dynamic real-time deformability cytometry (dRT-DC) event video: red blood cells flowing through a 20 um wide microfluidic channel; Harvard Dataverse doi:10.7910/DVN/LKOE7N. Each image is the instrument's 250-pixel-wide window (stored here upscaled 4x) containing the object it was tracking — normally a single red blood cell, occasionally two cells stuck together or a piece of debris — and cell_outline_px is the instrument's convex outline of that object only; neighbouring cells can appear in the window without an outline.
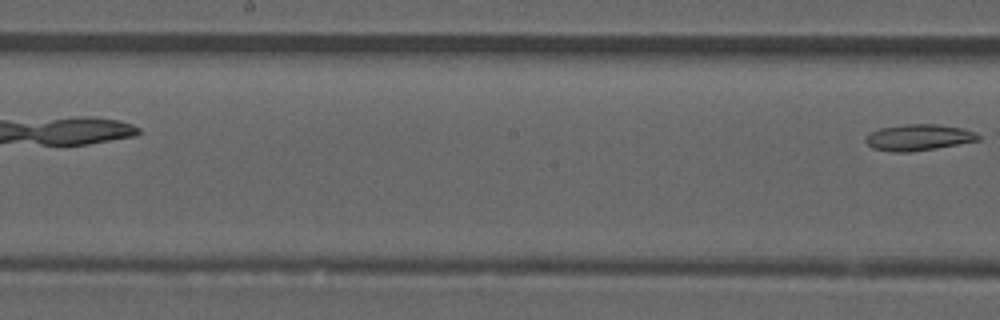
{"species": "common noctule bat (a hibernating species)", "species_latin": "Nyctalus noctula", "temperature_condition": "room temperature", "stored_images_in_passage": 7, "segment_of_instrument_passage": [2, 2], "camera_frame_rate_fps": 3000, "um_per_image_px": 0.085, "animal": {"sex": "male", "forearm_length_mm": 52.5}, "frame": {"image": 1, "passage_image": 7, "time_ms": 2.0, "image_size_px": [1000, 320], "cell_outline_px": [[980, 140], [936, 148], [908, 152], [892, 152], [872, 148], [864, 140], [872, 132], [880, 128], [904, 124], [940, 124], [964, 128], [976, 132], [980, 136]], "centroid_in_image_um": [78.11, 11.67], "position_along_channel_um": 170.1, "area_um2": 17.22}}